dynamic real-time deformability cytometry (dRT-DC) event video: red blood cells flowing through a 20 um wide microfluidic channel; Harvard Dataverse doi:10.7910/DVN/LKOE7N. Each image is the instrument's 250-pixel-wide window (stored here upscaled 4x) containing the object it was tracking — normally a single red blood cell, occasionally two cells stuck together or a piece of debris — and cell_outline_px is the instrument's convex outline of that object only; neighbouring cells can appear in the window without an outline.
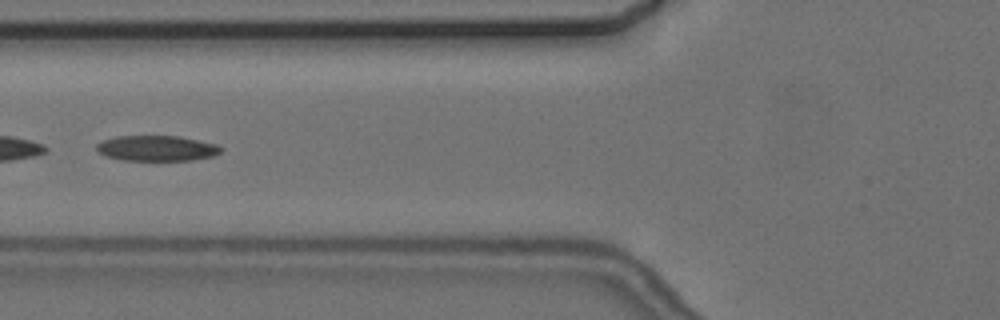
{"species": "common noctule bat (a hibernating species)", "species_latin": "Nyctalus noctula", "temperature_condition": "cold", "stored_images_in_passage": 7, "camera_frame_rate_fps": 3000, "um_per_image_px": 0.085, "animal": {"sex": "female", "body_mass_g": 24.6, "forearm_length_mm": 56.2}, "frame": {"image": 1, "passage_image": 7, "time_ms": 7.333, "image_size_px": [1000, 320], "cell_outline_px": [[224, 148], [220, 152], [212, 156], [192, 160], [124, 160], [104, 156], [96, 148], [96, 144], [100, 140], [116, 136], [180, 136], [216, 144]], "centroid_in_image_um": [13.3, 12.59], "position_along_channel_um": 112.5, "area_um2": 18.5}}